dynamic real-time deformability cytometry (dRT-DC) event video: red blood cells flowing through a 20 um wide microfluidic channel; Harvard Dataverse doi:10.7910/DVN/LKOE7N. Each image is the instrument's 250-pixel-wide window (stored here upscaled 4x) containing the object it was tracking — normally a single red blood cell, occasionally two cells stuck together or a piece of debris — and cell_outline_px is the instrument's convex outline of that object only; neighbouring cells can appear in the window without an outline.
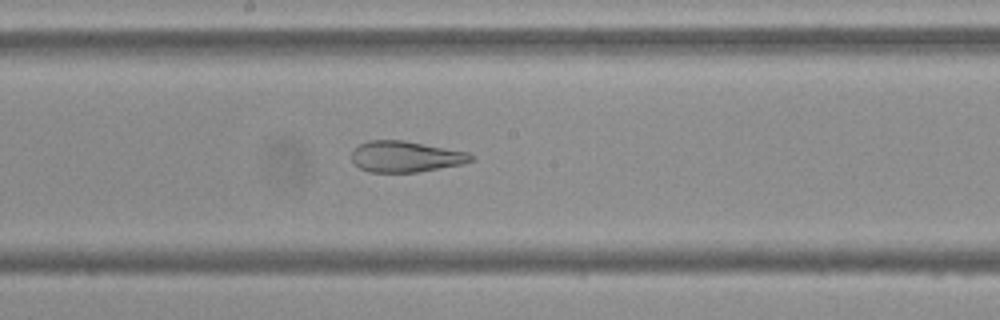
{"species": "Egyptian fruit bat (a non-hibernating species)", "species_latin": "Rousettus aegyptiacus", "temperature_condition": "cold", "stored_images_in_passage": 42, "camera_frame_rate_fps": 3000, "um_per_image_px": 0.085, "frame": {"image": 1, "passage_image": 16, "time_ms": 5.0, "image_size_px": [1000, 320], "cell_outline_px": [[476, 156], [472, 160], [464, 164], [416, 172], [368, 172], [360, 168], [352, 160], [352, 152], [360, 144], [368, 140], [404, 140], [468, 152]], "centroid_in_image_um": [34.5, 13.31], "position_along_channel_um": 213.7, "area_um2": 21.56}}
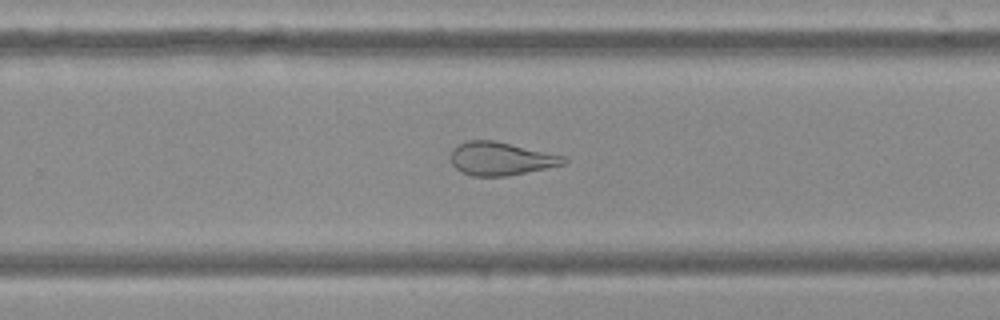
{"frame": {"image": 2, "passage_image": 22, "time_ms": 7.0, "image_size_px": [1000, 320], "cell_outline_px": [[568, 160], [564, 164], [508, 176], [472, 176], [456, 168], [452, 164], [452, 148], [456, 144], [468, 140], [492, 140], [568, 156]], "centroid_in_image_um": [42.59, 13.48], "position_along_channel_um": 287.2, "area_um2": 21.85}}
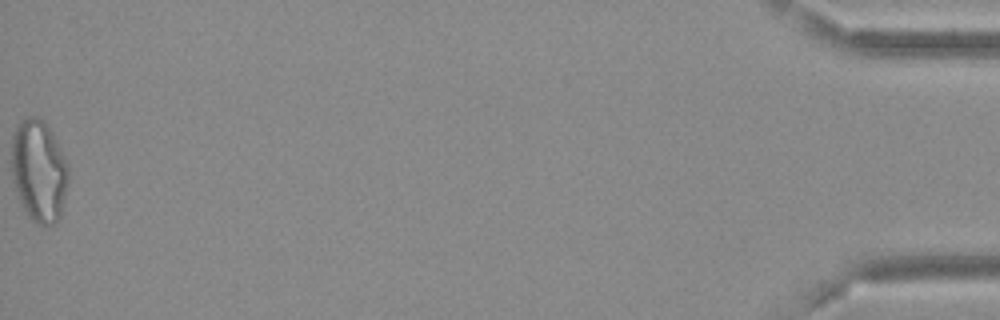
{"frame": {"image": 3, "passage_image": 42, "time_ms": 13.667, "image_size_px": [1000, 320], "cell_outline_px": [[68, 184], [60, 220], [56, 224], [36, 224], [28, 216], [20, 204], [12, 180], [12, 136], [16, 124], [20, 120], [28, 116], [36, 116], [44, 120], [56, 140], [68, 164]], "centroid_in_image_um": [3.3, 14.53], "position_along_channel_um": 431.9, "area_um2": 34.33}, "authors_computed_cell_mechanics": {"area_um2": 26.7614, "velocity_mm_per_s": 3.6838, "shape_relaxation_time_tau1_ms": null, "shape_relaxation_time_tau2_ms": 1.9717, "deformation_change_tau1": null, "deformation_change_tau2": 0.1191}}